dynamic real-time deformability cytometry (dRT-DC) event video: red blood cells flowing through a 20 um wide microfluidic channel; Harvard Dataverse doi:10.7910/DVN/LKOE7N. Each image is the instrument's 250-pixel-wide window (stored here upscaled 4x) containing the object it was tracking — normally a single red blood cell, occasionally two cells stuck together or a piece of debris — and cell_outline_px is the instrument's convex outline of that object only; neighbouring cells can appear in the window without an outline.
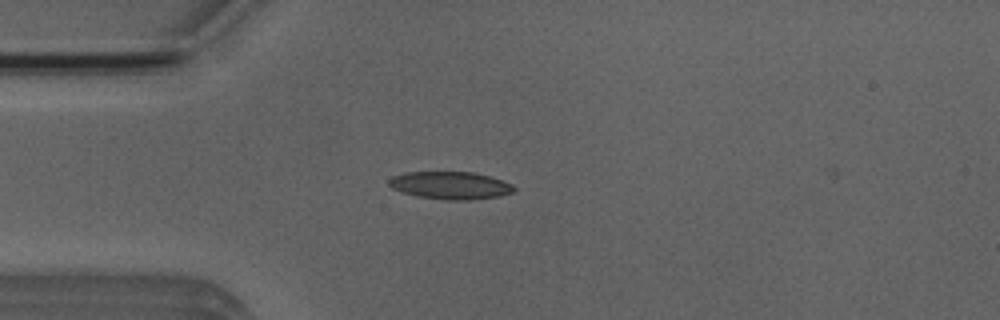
{"species": "Egyptian fruit bat (a non-hibernating species)", "species_latin": "Rousettus aegyptiacus", "temperature_condition": "room temperature", "stored_images_in_passage": 4, "camera_frame_rate_fps": 3000, "um_per_image_px": 0.085, "animal": {"sex": "male"}, "frame": {"image": 1, "passage_image": 3, "time_ms": 2.333, "image_size_px": [1000, 320], "cell_outline_px": [[516, 188], [512, 192], [500, 196], [472, 200], [448, 200], [416, 196], [392, 188], [388, 184], [388, 180], [392, 176], [408, 172], [472, 172], [488, 176], [512, 184]], "centroid_in_image_um": [38.28, 15.76], "position_along_channel_um": 46.7, "area_um2": 20.0}}